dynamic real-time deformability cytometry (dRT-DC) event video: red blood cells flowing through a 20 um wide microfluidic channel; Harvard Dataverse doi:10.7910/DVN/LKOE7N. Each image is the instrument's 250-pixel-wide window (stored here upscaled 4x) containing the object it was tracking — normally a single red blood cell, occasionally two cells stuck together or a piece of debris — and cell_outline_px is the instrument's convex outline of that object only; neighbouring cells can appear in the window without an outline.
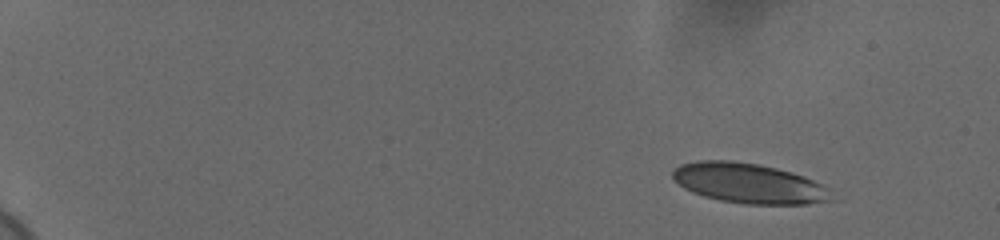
{"species": "human", "species_latin": "Homo sapiens", "temperature_condition": "cold", "stored_images_in_passage": 8, "camera_frame_rate_fps": 3000, "um_per_image_px": 0.085, "donor": {"sex": "female"}, "frame": {"image": 1, "passage_image": 2, "time_ms": 0.333, "image_size_px": [1000, 240], "cell_outline_px": [[844, 200], [808, 204], [744, 204], [720, 200], [704, 196], [692, 192], [684, 188], [672, 176], [672, 172], [680, 164], [700, 160], [732, 160], [760, 164], [792, 172], [804, 176], [828, 188]], "centroid_in_image_um": [63.77, 15.59], "position_along_channel_um": 21.2, "area_um2": 37.57}}
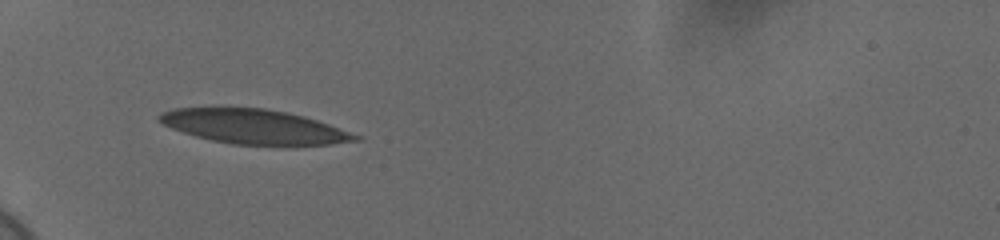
{"frame": {"image": 2, "passage_image": 7, "time_ms": 2.0, "image_size_px": [1000, 240], "cell_outline_px": [[364, 136], [360, 140], [332, 144], [232, 144], [212, 140], [196, 136], [172, 128], [156, 120], [156, 116], [160, 112], [176, 108], [264, 108], [288, 112], [304, 116]], "centroid_in_image_um": [21.59, 10.75], "position_along_channel_um": 63.4, "area_um2": 38.9}}